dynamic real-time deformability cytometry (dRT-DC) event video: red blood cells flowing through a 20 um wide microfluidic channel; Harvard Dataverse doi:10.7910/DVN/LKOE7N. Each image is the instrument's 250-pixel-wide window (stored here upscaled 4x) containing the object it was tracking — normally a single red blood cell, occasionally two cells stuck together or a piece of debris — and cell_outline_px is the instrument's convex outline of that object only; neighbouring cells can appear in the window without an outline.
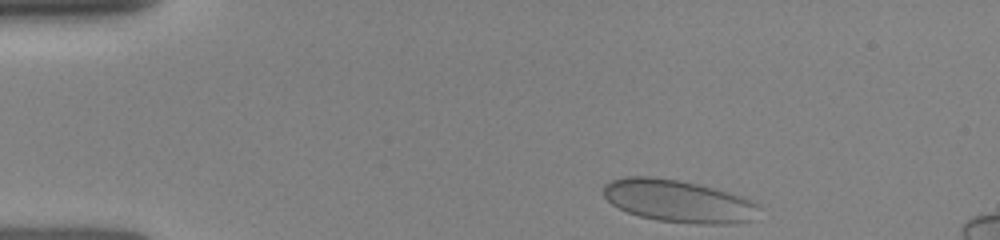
{"species": "human", "species_latin": "Homo sapiens", "temperature_condition": "room temperature", "stored_images_in_passage": 11, "camera_frame_rate_fps": 3000, "um_per_image_px": 0.085, "donor": {"sex": "female"}, "frame": {"image": 1, "passage_image": 1, "time_ms": 0.0, "image_size_px": [1000, 240], "cell_outline_px": [[756, 204], [748, 220], [728, 224], [696, 224], [656, 220], [640, 216], [628, 212], [612, 204], [604, 196], [604, 184], [612, 180], [628, 176], [652, 176], [676, 180], [696, 184], [712, 188], [740, 196]], "centroid_in_image_um": [57.53, 17.08], "position_along_channel_um": 27.5, "area_um2": 37.4}}
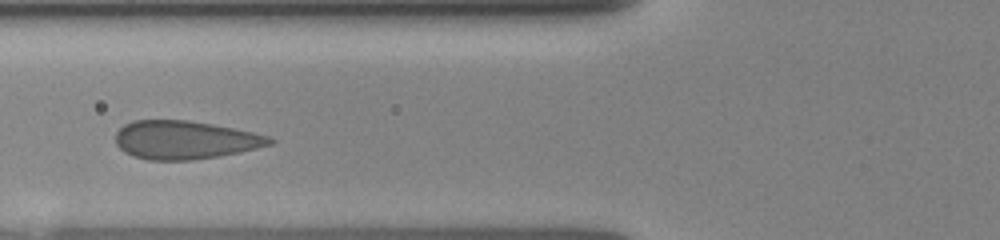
{"frame": {"image": 2, "passage_image": 8, "time_ms": 3.667, "image_size_px": [1000, 240], "cell_outline_px": [[276, 140], [272, 144], [240, 152], [192, 160], [148, 160], [132, 156], [124, 152], [116, 144], [116, 132], [124, 124], [132, 120], [188, 120], [212, 124], [252, 132], [268, 136]], "centroid_in_image_um": [15.69, 11.89], "position_along_channel_um": 110.1, "area_um2": 34.39}}
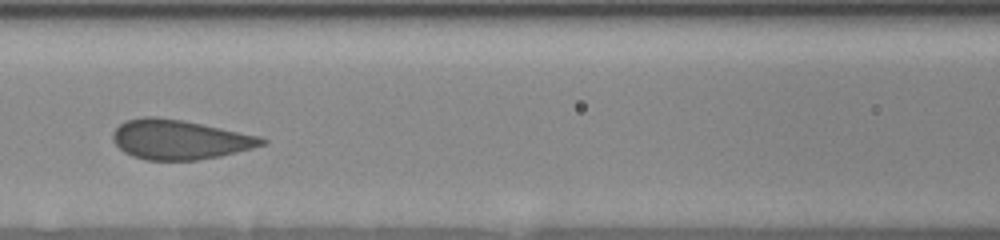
{"frame": {"image": 3, "passage_image": 10, "time_ms": 4.667, "image_size_px": [1000, 240], "cell_outline_px": [[268, 140], [264, 144], [252, 148], [220, 156], [196, 160], [144, 160], [132, 156], [124, 152], [112, 140], [112, 136], [116, 128], [124, 120], [144, 116], [156, 116], [184, 120], [260, 136]], "centroid_in_image_um": [15.24, 11.85], "position_along_channel_um": 151.4, "area_um2": 34.45}}